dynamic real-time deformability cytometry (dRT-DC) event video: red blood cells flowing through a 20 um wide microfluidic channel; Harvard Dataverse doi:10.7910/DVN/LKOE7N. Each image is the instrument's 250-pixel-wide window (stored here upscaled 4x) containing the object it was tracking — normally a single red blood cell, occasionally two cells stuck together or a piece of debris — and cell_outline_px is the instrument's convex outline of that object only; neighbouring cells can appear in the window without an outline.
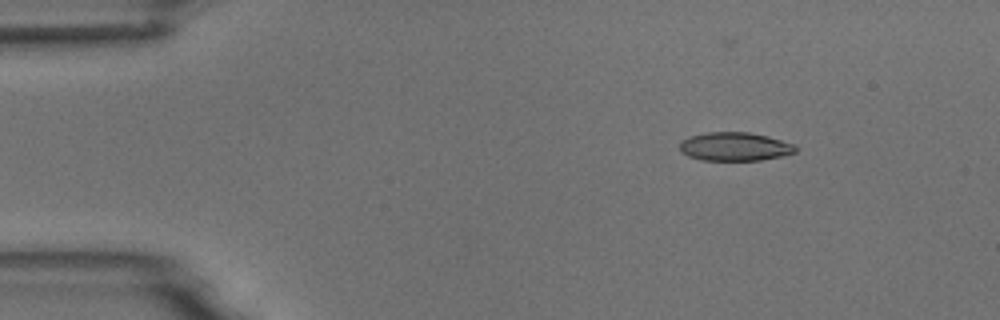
{"species": "common noctule bat (a hibernating species)", "species_latin": "Nyctalus noctula", "temperature_condition": "room temperature", "stored_images_in_passage": 5, "camera_frame_rate_fps": 3000, "um_per_image_px": 0.085, "animal": {"sex": "male", "body_mass_g": 18.8}, "frame": {"image": 1, "passage_image": 2, "time_ms": 1.333, "image_size_px": [1000, 320], "cell_outline_px": [[796, 152], [780, 156], [760, 160], [700, 160], [688, 156], [680, 152], [680, 140], [692, 136], [708, 132], [748, 132], [768, 136], [796, 144]], "centroid_in_image_um": [62.45, 12.46], "position_along_channel_um": 22.5, "area_um2": 19.31}}